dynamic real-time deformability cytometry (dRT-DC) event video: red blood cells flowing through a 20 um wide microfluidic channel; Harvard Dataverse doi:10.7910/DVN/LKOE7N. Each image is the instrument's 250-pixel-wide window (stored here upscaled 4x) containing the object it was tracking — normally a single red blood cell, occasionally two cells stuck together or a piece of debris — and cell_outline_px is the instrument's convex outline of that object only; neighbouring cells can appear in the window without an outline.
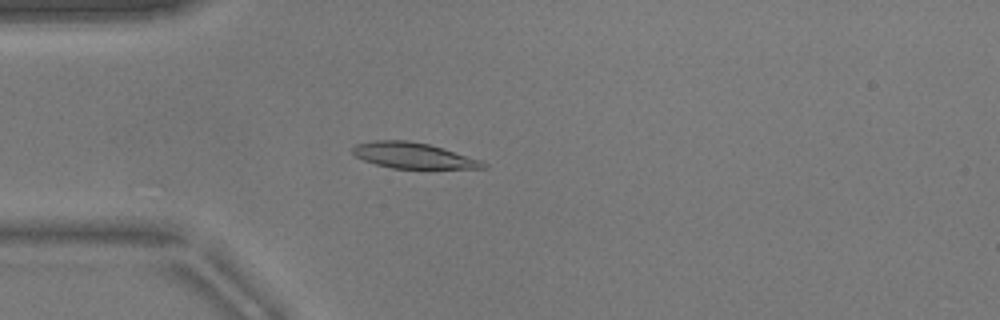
{"species": "common noctule bat (a hibernating species)", "species_latin": "Nyctalus noctula", "temperature_condition": "warm", "stored_images_in_passage": 52, "camera_frame_rate_fps": 3000, "um_per_image_px": 0.085, "animal": {"sex": "male", "body_mass_g": 17.9}, "frame": {"image": 1, "passage_image": 14, "time_ms": 4.333, "image_size_px": [1000, 320], "cell_outline_px": [[488, 168], [392, 168], [376, 164], [364, 160], [356, 156], [352, 152], [352, 148], [356, 144], [372, 140], [408, 140], [428, 144], [444, 148], [480, 160], [488, 164]], "centroid_in_image_um": [35.12, 13.21], "position_along_channel_um": 49.9, "area_um2": 19.48}}
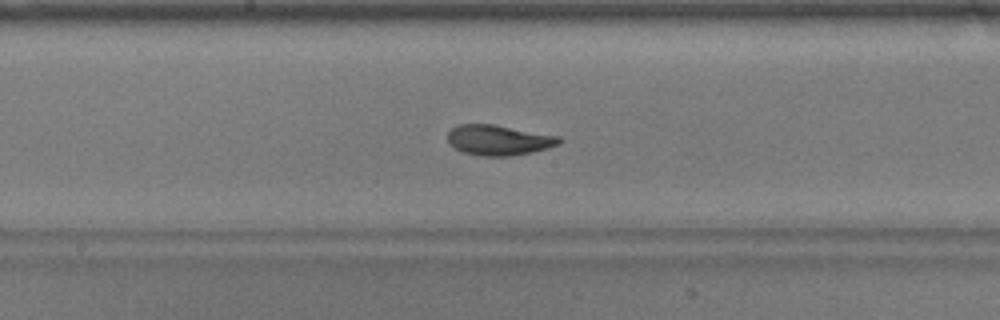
{"frame": {"image": 2, "passage_image": 27, "time_ms": 8.667, "image_size_px": [1000, 320], "cell_outline_px": [[564, 140], [560, 144], [548, 148], [532, 152], [512, 156], [480, 156], [464, 152], [456, 148], [448, 140], [448, 132], [452, 128], [460, 124], [492, 124], [560, 136]], "centroid_in_image_um": [42.44, 11.91], "position_along_channel_um": 205.8, "area_um2": 19.65}}
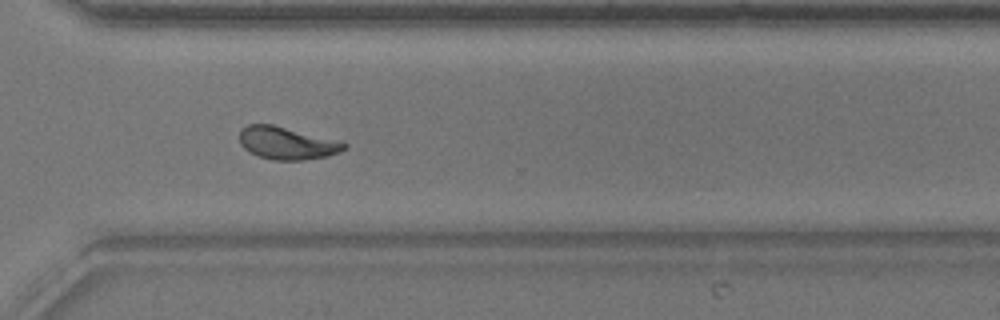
{"frame": {"image": 3, "passage_image": 38, "time_ms": 12.333, "image_size_px": [1000, 320], "cell_outline_px": [[348, 148], [340, 152], [328, 156], [304, 160], [272, 160], [248, 152], [240, 144], [240, 132], [248, 124], [272, 124], [348, 144]], "centroid_in_image_um": [24.37, 12.18], "position_along_channel_um": 346.2, "area_um2": 19.54}, "authors_computed_cell_mechanics": {"area_um2": 19.5942, "velocity_mm_per_s": 3.8322, "shape_relaxation_time_tau1_ms": 3.686, "shape_relaxation_time_tau2_ms": 1.0085, "deformation_change_tau1": 0.1304, "deformation_change_tau2": 0.0676}}